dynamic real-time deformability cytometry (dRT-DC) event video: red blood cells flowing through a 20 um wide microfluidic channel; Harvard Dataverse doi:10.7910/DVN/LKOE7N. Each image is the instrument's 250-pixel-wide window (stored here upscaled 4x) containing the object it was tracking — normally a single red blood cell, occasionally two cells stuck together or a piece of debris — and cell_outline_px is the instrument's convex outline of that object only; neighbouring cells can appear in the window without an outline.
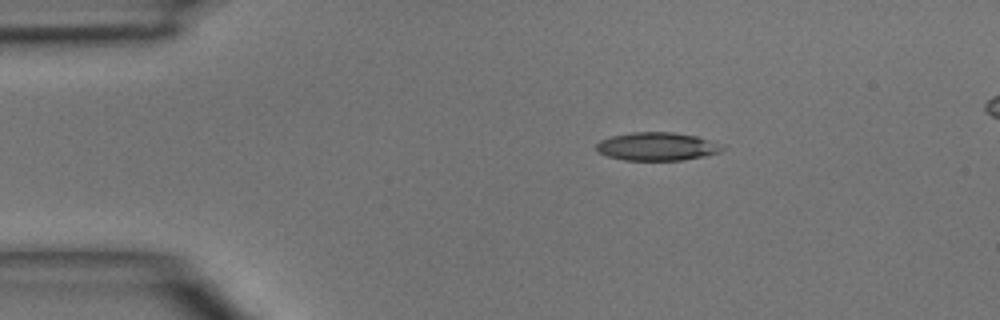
{"species": "common noctule bat (a hibernating species)", "species_latin": "Nyctalus noctula", "temperature_condition": "room temperature", "stored_images_in_passage": 3, "camera_frame_rate_fps": 3000, "um_per_image_px": 0.085, "animal": {"sex": "male", "body_mass_g": 15.6}, "frame": {"image": 1, "passage_image": 1, "time_ms": 0.0, "image_size_px": [1000, 320], "cell_outline_px": [[728, 148], [720, 152], [704, 156], [680, 160], [624, 160], [608, 156], [596, 152], [596, 144], [600, 140], [612, 136], [632, 132], [672, 132], [696, 136], [720, 144]], "centroid_in_image_um": [55.84, 12.45], "position_along_channel_um": 29.2, "area_um2": 20.69}}